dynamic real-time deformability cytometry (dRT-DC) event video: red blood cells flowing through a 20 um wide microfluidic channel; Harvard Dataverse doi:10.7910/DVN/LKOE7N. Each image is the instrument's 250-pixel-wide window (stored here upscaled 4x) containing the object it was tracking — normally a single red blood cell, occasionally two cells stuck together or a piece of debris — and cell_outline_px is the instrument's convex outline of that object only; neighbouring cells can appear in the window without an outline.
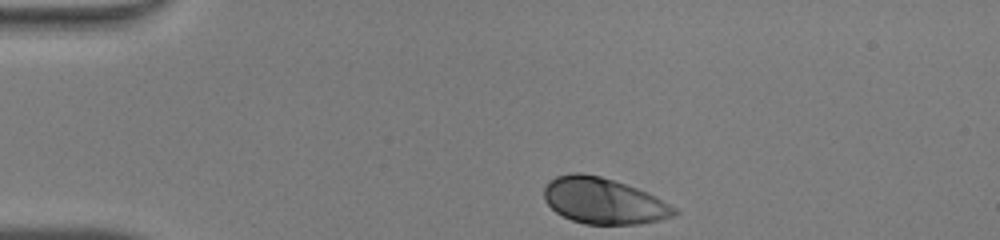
{"species": "human", "species_latin": "Homo sapiens", "temperature_condition": "warm", "stored_images_in_passage": 31, "camera_frame_rate_fps": 3000, "um_per_image_px": 0.085, "donor": {"sex": "male"}, "frame": {"image": 1, "passage_image": 1, "time_ms": 0.0, "image_size_px": [1000, 240], "cell_outline_px": [[680, 212], [676, 216], [660, 220], [640, 224], [584, 224], [572, 220], [556, 212], [544, 200], [544, 188], [548, 180], [556, 176], [568, 172], [580, 172], [600, 176], [648, 192], [676, 208]], "centroid_in_image_um": [51.3, 17.07], "position_along_channel_um": 33.7, "area_um2": 35.08}}
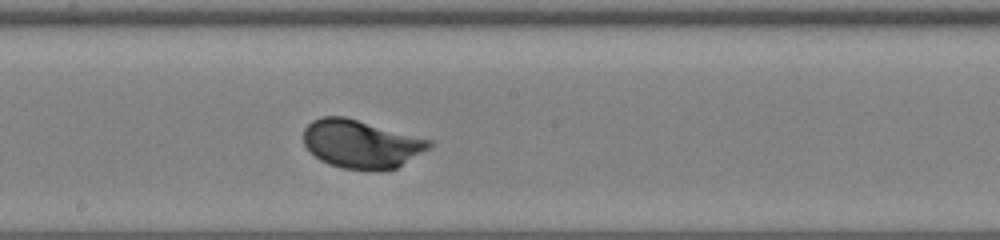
{"frame": {"image": 2, "passage_image": 18, "time_ms": 5.667, "image_size_px": [1000, 240], "cell_outline_px": [[432, 148], [396, 168], [368, 172], [344, 168], [328, 164], [320, 160], [304, 144], [304, 128], [312, 120], [320, 116], [344, 116], [432, 140]], "centroid_in_image_um": [30.72, 12.25], "position_along_channel_um": 217.5, "area_um2": 35.6}}
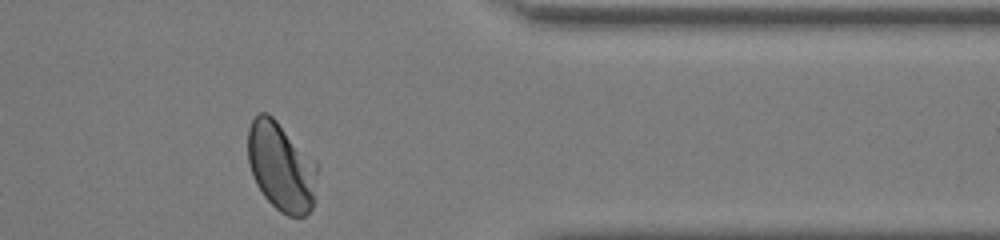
{"frame": {"image": 3, "passage_image": 31, "time_ms": 10.0, "image_size_px": [1000, 240], "cell_outline_px": [[316, 200], [312, 208], [304, 216], [288, 216], [280, 212], [264, 196], [256, 184], [252, 176], [248, 160], [248, 128], [252, 120], [260, 112], [268, 112], [316, 160]], "centroid_in_image_um": [23.91, 14.17], "position_along_channel_um": 387.5, "area_um2": 36.18}, "authors_computed_cell_mechanics": {"area_um2": 34.68, "velocity_mm_per_s": 4.2308, "shape_relaxation_time_tau1_ms": 1.8371, "shape_relaxation_time_tau2_ms": null, "deformation_change_tau1": 0.1268, "deformation_change_tau2": null}}